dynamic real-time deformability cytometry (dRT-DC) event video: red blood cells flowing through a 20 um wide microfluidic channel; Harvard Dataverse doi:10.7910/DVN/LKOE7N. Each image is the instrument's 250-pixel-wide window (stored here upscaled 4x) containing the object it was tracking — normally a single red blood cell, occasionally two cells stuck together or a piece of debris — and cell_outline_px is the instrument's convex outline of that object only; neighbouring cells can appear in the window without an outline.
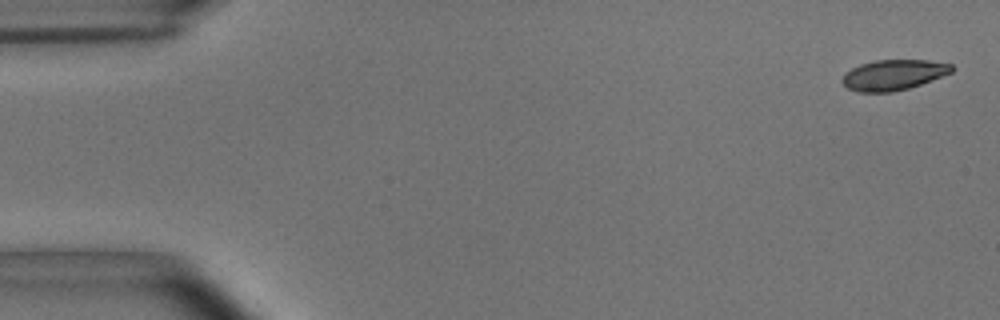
{"species": "common noctule bat (a hibernating species)", "species_latin": "Nyctalus noctula", "temperature_condition": "room temperature", "stored_images_in_passage": 54, "camera_frame_rate_fps": 3000, "um_per_image_px": 0.085, "animal": {"sex": "male", "body_mass_g": 15.6}, "frame": {"image": 1, "passage_image": 2, "time_ms": 0.333, "image_size_px": [1000, 320], "cell_outline_px": [[956, 68], [952, 72], [920, 84], [908, 88], [892, 92], [860, 92], [848, 88], [840, 80], [852, 68], [860, 64], [872, 60], [928, 60], [952, 64]], "centroid_in_image_um": [75.96, 6.35], "position_along_channel_um": 9.0, "area_um2": 19.31}}
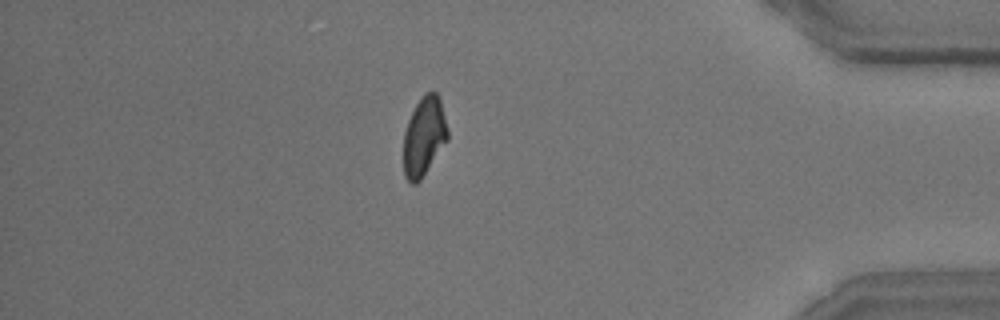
{"frame": {"image": 2, "passage_image": 47, "time_ms": 15.333, "image_size_px": [1000, 320], "cell_outline_px": [[448, 140], [420, 180], [416, 184], [412, 184], [404, 176], [404, 132], [408, 120], [416, 104], [424, 92], [436, 92], [440, 96], [448, 132]], "centroid_in_image_um": [36.05, 11.58], "position_along_channel_um": 399.2, "area_um2": 20.29}}
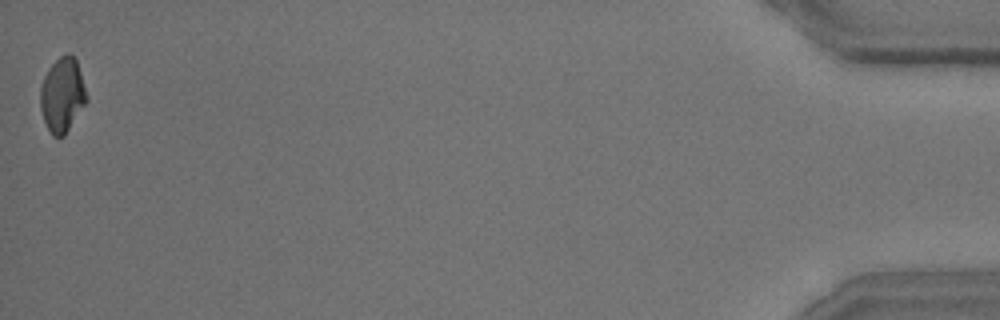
{"frame": {"image": 3, "passage_image": 54, "time_ms": 17.667, "image_size_px": [1000, 320], "cell_outline_px": [[88, 100], [64, 136], [52, 136], [44, 120], [40, 108], [40, 88], [44, 76], [48, 68], [60, 56], [68, 52], [72, 52], [76, 60], [88, 96]], "centroid_in_image_um": [5.3, 8.05], "position_along_channel_um": 429.9, "area_um2": 20.11}, "authors_computed_cell_mechanics": {"area_um2": 20.8658, "velocity_mm_per_s": 3.7031, "shape_relaxation_time_tau1_ms": 4.4456, "shape_relaxation_time_tau2_ms": 2.6538, "deformation_change_tau1": 0.147, "deformation_change_tau2": 0.0911}}